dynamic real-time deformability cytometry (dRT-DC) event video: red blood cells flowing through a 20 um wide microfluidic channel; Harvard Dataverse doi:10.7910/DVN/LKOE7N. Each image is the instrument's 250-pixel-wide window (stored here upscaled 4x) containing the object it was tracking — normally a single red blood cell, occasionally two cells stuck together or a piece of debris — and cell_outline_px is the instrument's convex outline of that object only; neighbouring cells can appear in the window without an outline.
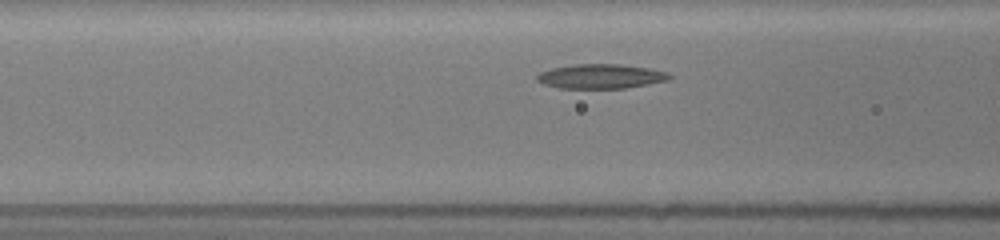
{"species": "common noctule bat (a hibernating species)", "species_latin": "Nyctalus noctula", "temperature_condition": "room temperature", "stored_images_in_passage": 13, "segment_of_instrument_passage": [1, 2], "camera_frame_rate_fps": 3000, "um_per_image_px": 0.085, "animal": {"sex": "female", "body_mass_g": 19.5, "forearm_length_mm": 54.1}, "frame": {"image": 1, "passage_image": 4, "time_ms": 1.0, "image_size_px": [1000, 240], "cell_outline_px": [[672, 76], [668, 80], [648, 84], [624, 88], [560, 88], [544, 84], [536, 80], [536, 76], [540, 72], [552, 68], [576, 64], [620, 64], [648, 68], [668, 72]], "centroid_in_image_um": [51.07, 6.48], "position_along_channel_um": 115.5, "area_um2": 18.79}}
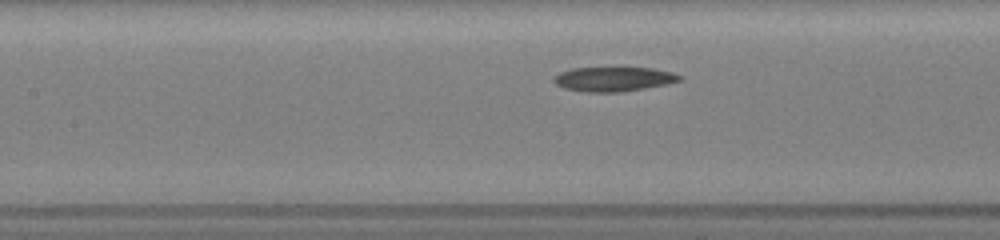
{"frame": {"image": 2, "passage_image": 7, "time_ms": 2.0, "image_size_px": [1000, 240], "cell_outline_px": [[684, 76], [680, 80], [668, 84], [620, 92], [584, 92], [564, 88], [556, 84], [552, 80], [560, 72], [572, 68], [652, 68], [672, 72]], "centroid_in_image_um": [52.17, 6.72], "position_along_channel_um": 155.2, "area_um2": 17.86}}
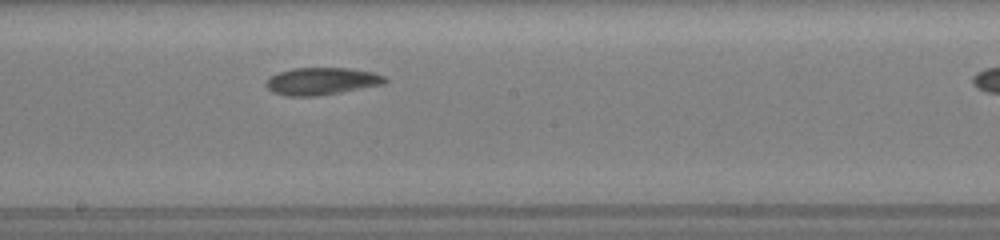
{"frame": {"image": 3, "passage_image": 12, "time_ms": 3.667, "image_size_px": [1000, 240], "cell_outline_px": [[388, 80], [384, 84], [340, 92], [316, 96], [284, 96], [272, 92], [264, 84], [276, 72], [292, 68], [348, 68], [372, 72], [384, 76]], "centroid_in_image_um": [27.31, 6.9], "position_along_channel_um": 220.9, "area_um2": 18.9}}